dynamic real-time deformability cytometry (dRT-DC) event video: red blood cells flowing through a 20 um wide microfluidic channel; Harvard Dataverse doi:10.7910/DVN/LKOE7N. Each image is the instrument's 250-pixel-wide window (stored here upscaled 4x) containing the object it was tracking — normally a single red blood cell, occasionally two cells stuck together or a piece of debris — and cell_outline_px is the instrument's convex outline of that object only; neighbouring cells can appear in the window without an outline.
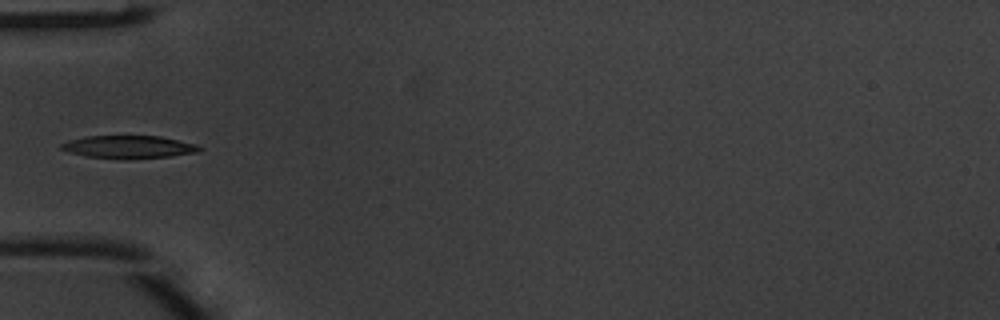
{"species": "common noctule bat (a hibernating species)", "species_latin": "Nyctalus noctula", "temperature_condition": "warm", "stored_images_in_passage": 5, "camera_frame_rate_fps": 3000, "um_per_image_px": 0.085, "animal": {"sex": "male", "body_mass_g": 20.1, "forearm_length_mm": 53.5}, "frame": {"image": 1, "passage_image": 4, "time_ms": 1.0, "image_size_px": [1000, 320], "cell_outline_px": [[204, 148], [200, 152], [168, 156], [88, 156], [68, 152], [60, 148], [60, 144], [84, 136], [160, 136], [196, 144]], "centroid_in_image_um": [10.99, 12.44], "position_along_channel_um": 74.0, "area_um2": 17.22}}